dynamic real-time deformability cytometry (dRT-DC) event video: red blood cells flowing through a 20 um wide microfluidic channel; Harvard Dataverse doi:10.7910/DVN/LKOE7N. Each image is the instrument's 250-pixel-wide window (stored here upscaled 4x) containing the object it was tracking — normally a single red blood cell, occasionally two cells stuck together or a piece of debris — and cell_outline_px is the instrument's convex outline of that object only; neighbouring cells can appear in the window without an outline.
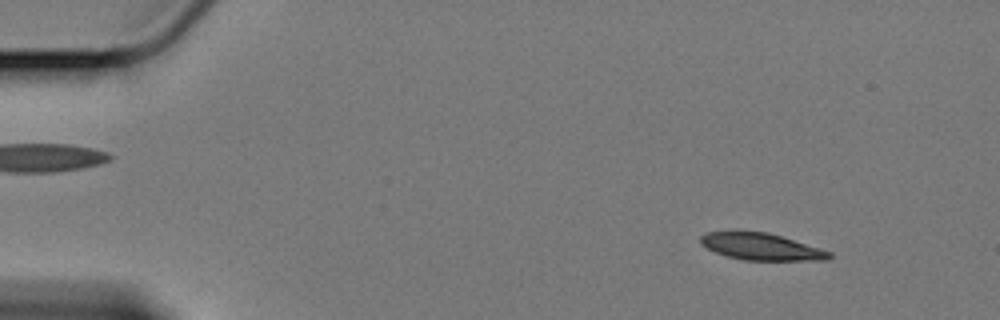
{"species": "Egyptian fruit bat (a non-hibernating species)", "species_latin": "Rousettus aegyptiacus", "temperature_condition": "cold", "stored_images_in_passage": 22, "camera_frame_rate_fps": 3000, "um_per_image_px": 0.085, "animal": {"sex": "female"}, "frame": {"image": 1, "passage_image": 6, "time_ms": 1.667, "image_size_px": [1000, 320], "cell_outline_px": [[832, 256], [828, 260], [744, 260], [728, 256], [716, 252], [700, 244], [700, 236], [708, 232], [736, 228], [768, 232], [820, 248], [832, 252]], "centroid_in_image_um": [64.65, 20.92], "position_along_channel_um": 20.4, "area_um2": 20.69}}
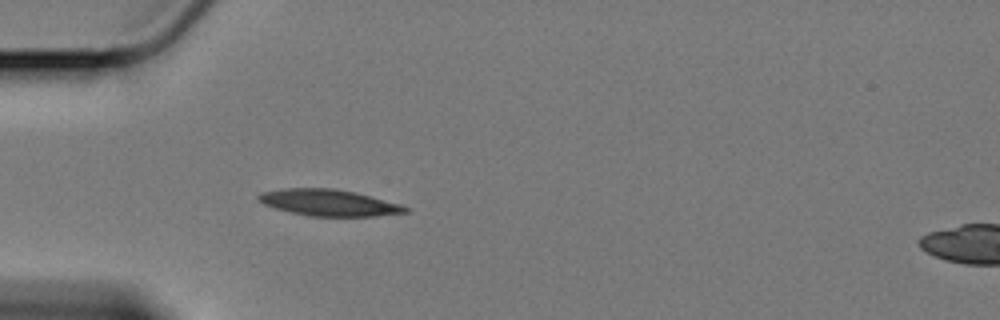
{"frame": {"image": 2, "passage_image": 17, "time_ms": 5.333, "image_size_px": [1000, 320], "cell_outline_px": [[408, 212], [376, 216], [312, 216], [292, 212], [276, 208], [264, 204], [256, 200], [256, 196], [260, 192], [284, 188], [332, 188], [356, 192], [400, 204], [408, 208]], "centroid_in_image_um": [27.92, 17.22], "position_along_channel_um": 57.1, "area_um2": 22.54}}
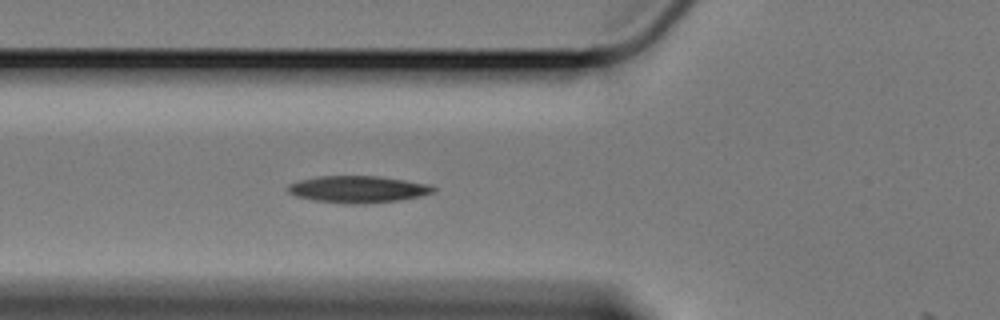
{"frame": {"image": 3, "passage_image": 21, "time_ms": 6.667, "image_size_px": [1000, 320], "cell_outline_px": [[436, 192], [420, 196], [400, 200], [364, 204], [344, 204], [312, 200], [296, 196], [288, 192], [288, 184], [300, 180], [316, 176], [380, 176], [428, 184], [436, 188]], "centroid_in_image_um": [30.42, 16.09], "position_along_channel_um": 95.4, "area_um2": 22.95}}